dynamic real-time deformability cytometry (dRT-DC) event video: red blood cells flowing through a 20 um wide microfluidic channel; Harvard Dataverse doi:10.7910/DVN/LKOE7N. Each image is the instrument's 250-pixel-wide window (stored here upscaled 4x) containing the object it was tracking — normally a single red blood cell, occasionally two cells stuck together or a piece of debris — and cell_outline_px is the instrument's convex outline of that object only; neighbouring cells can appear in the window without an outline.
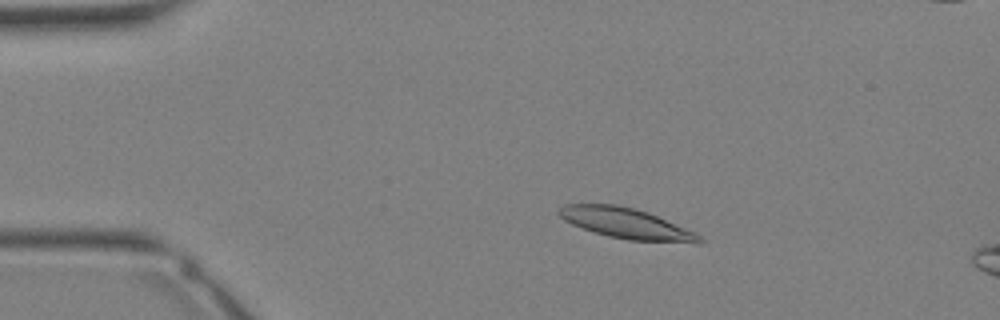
{"species": "Egyptian fruit bat (a non-hibernating species)", "species_latin": "Rousettus aegyptiacus", "temperature_condition": "warm", "stored_images_in_passage": 11, "camera_frame_rate_fps": 3000, "um_per_image_px": 0.085, "animal": {"sex": "female"}, "frame": {"image": 1, "passage_image": 7, "time_ms": 2.0, "image_size_px": [1000, 320], "cell_outline_px": [[704, 240], [700, 244], [696, 244], [628, 240], [608, 236], [572, 224], [564, 220], [556, 212], [564, 204], [616, 204], [648, 212], [696, 232]], "centroid_in_image_um": [53.29, 19.0], "position_along_channel_um": 31.7, "area_um2": 25.09}}